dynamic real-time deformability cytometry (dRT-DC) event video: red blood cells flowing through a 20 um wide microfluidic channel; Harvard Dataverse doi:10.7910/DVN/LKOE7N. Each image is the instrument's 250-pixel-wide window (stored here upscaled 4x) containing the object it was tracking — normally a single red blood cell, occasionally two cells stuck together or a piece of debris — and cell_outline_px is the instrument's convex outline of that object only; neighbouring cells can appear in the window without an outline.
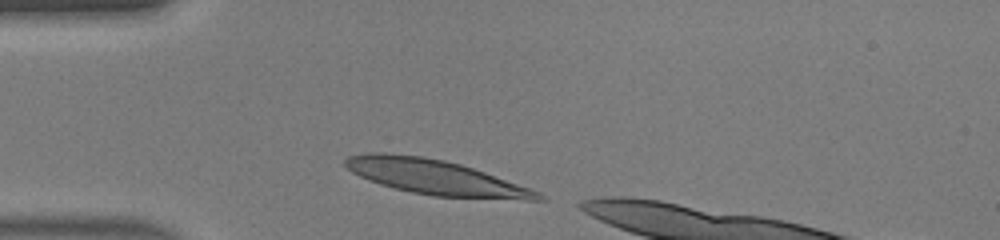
{"species": "human", "species_latin": "Homo sapiens", "temperature_condition": "warm", "stored_images_in_passage": 27, "camera_frame_rate_fps": 3000, "um_per_image_px": 0.085, "donor": {"sex": "male"}, "frame": {"image": 1, "passage_image": 1, "time_ms": 0.0, "image_size_px": [1000, 240], "cell_outline_px": [[548, 200], [524, 200], [432, 196], [412, 192], [380, 184], [368, 180], [352, 172], [344, 164], [344, 160], [348, 156], [368, 152], [384, 152], [424, 156], [444, 160], [460, 164], [484, 172], [540, 192]], "centroid_in_image_um": [37.0, 15.06], "position_along_channel_um": 48.0, "area_um2": 39.07}}
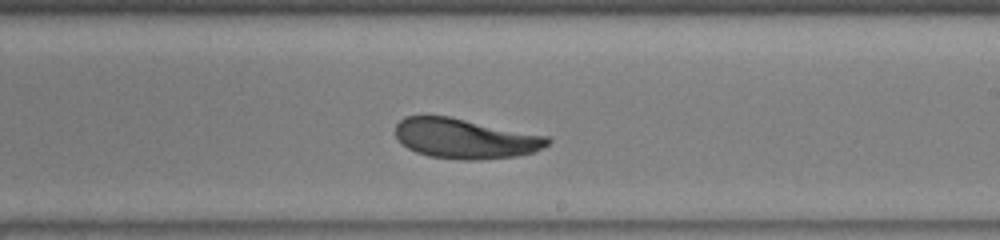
{"frame": {"image": 2, "passage_image": 16, "time_ms": 5.0, "image_size_px": [1000, 240], "cell_outline_px": [[552, 140], [548, 144], [536, 152], [516, 156], [476, 160], [464, 160], [428, 156], [416, 152], [408, 148], [396, 136], [396, 124], [404, 116], [448, 116], [548, 136]], "centroid_in_image_um": [39.56, 11.78], "position_along_channel_um": 249.4, "area_um2": 35.32}}
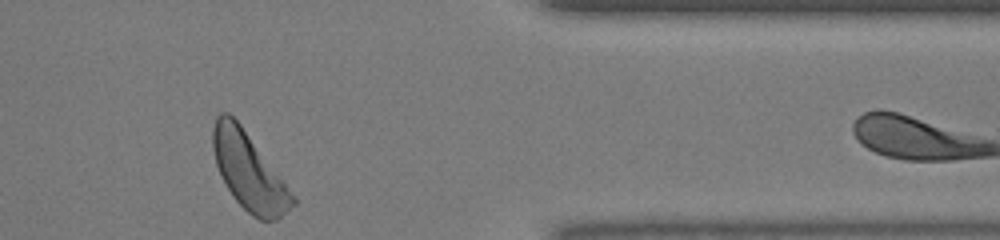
{"frame": {"image": 3, "passage_image": 27, "time_ms": 8.667, "image_size_px": [1000, 240], "cell_outline_px": [[296, 204], [280, 220], [260, 220], [252, 216], [232, 196], [216, 164], [212, 148], [212, 128], [216, 116], [220, 112], [228, 112], [240, 124], [296, 196]], "centroid_in_image_um": [21.18, 14.59], "position_along_channel_um": 390.2, "area_um2": 35.72}, "authors_computed_cell_mechanics": {"area_um2": 35.8938, "velocity_mm_per_s": 4.3956, "shape_relaxation_time_tau1_ms": 3.8571, "shape_relaxation_time_tau2_ms": 1.3614, "deformation_change_tau1": 0.2002, "deformation_change_tau2": 0.0744}}